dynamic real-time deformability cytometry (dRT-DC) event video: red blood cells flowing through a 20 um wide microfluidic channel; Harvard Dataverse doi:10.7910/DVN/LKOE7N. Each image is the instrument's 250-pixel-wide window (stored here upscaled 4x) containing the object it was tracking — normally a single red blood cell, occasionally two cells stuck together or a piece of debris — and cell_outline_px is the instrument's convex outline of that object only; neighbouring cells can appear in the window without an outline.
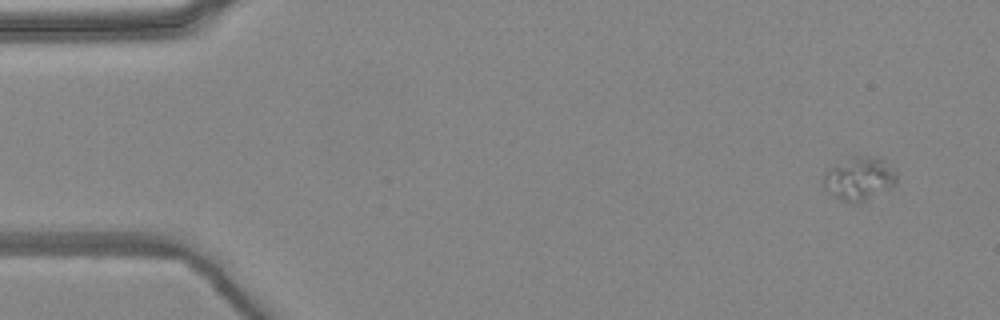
{"species": "common noctule bat (a hibernating species)", "species_latin": "Nyctalus noctula", "temperature_condition": "warm", "stored_images_in_passage": 4, "camera_frame_rate_fps": 3000, "um_per_image_px": 0.085, "animal": {"sex": "female", "body_mass_g": 24.6, "forearm_length_mm": 56.2}, "frame": {"image": 1, "passage_image": 1, "time_ms": 0.0, "image_size_px": [1000, 320], "cell_outline_px": [[896, 184], [892, 188], [860, 204], [856, 204], [844, 200], [828, 192], [824, 188], [820, 180], [824, 172], [828, 168], [852, 156], [884, 156], [896, 172]], "centroid_in_image_um": [73.06, 15.16], "position_along_channel_um": 11.9, "area_um2": 19.19}}
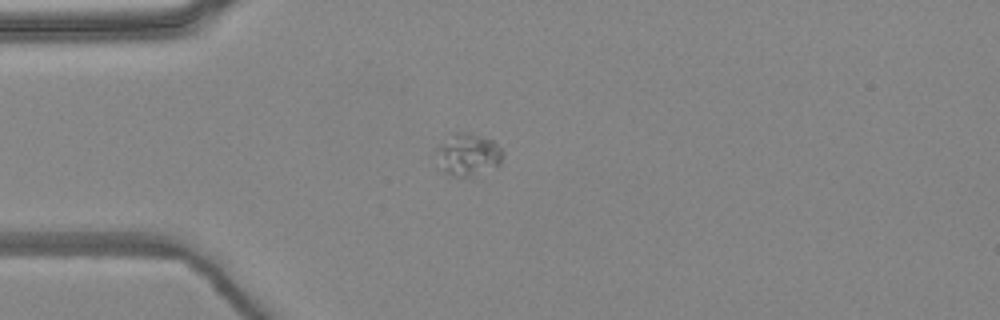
{"frame": {"image": 2, "passage_image": 4, "time_ms": 1.0, "image_size_px": [1000, 320], "cell_outline_px": [[504, 152], [500, 164], [496, 168], [468, 176], [448, 176], [436, 168], [432, 152], [432, 148], [436, 144], [452, 132], [468, 132], [492, 140]], "centroid_in_image_um": [39.62, 13.14], "position_along_channel_um": 45.4, "area_um2": 17.46}}